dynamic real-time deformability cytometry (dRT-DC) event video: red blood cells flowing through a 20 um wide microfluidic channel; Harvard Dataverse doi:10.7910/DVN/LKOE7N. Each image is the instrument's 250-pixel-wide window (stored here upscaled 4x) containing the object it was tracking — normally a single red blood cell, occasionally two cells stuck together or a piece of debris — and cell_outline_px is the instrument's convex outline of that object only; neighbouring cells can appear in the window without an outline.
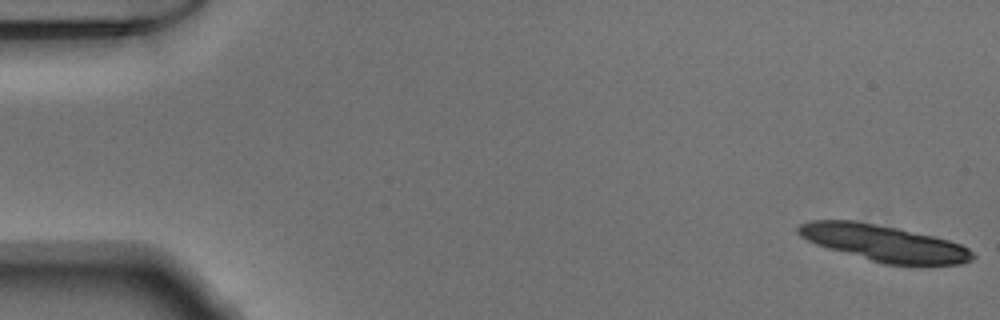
{"species": "Egyptian fruit bat (a non-hibernating species)", "species_latin": "Rousettus aegyptiacus", "temperature_condition": "warm", "stored_images_in_passage": 15, "camera_frame_rate_fps": 3000, "um_per_image_px": 0.085, "animal": {"sex": "male"}, "frame": {"image": 1, "passage_image": 1, "time_ms": 0.0, "image_size_px": [1000, 320], "cell_outline_px": [[976, 256], [972, 260], [960, 264], [884, 264], [828, 248], [816, 244], [800, 236], [796, 232], [796, 228], [800, 224], [812, 220], [856, 220], [900, 228], [948, 240], [960, 244], [968, 248]], "centroid_in_image_um": [75.11, 20.65], "position_along_channel_um": 9.9, "area_um2": 36.7}}